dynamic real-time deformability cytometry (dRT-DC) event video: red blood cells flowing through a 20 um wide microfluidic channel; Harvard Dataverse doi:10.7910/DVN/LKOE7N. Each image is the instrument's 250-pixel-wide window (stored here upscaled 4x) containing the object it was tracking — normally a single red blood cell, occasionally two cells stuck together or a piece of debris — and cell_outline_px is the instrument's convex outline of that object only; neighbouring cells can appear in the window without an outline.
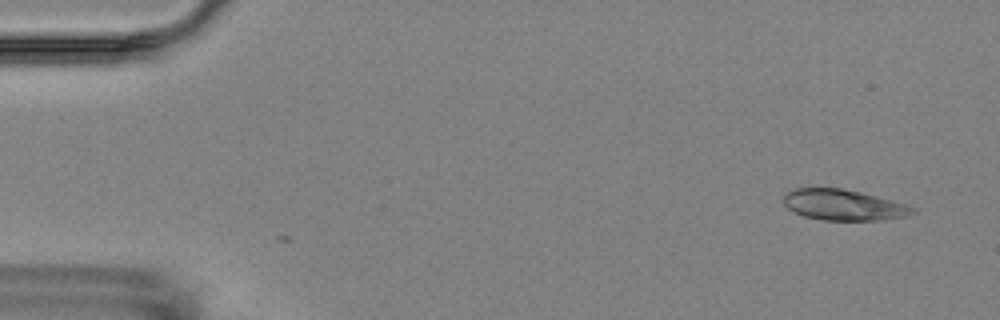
{"species": "Egyptian fruit bat (a non-hibernating species)", "species_latin": "Rousettus aegyptiacus", "temperature_condition": "room temperature", "stored_images_in_passage": 5, "camera_frame_rate_fps": 3000, "um_per_image_px": 0.085, "animal": {"sex": "female"}, "frame": {"image": 1, "passage_image": 1, "time_ms": 0.0, "image_size_px": [1000, 320], "cell_outline_px": [[916, 212], [908, 216], [880, 220], [820, 220], [804, 216], [788, 208], [784, 204], [784, 196], [788, 192], [796, 188], [840, 188], [860, 192], [908, 204], [916, 208]], "centroid_in_image_um": [71.75, 17.43], "position_along_channel_um": 13.3, "area_um2": 23.12}}